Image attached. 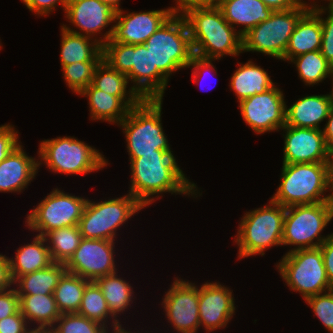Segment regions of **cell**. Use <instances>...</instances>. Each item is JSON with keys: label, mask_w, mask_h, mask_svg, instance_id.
<instances>
[{"label": "cell", "mask_w": 333, "mask_h": 333, "mask_svg": "<svg viewBox=\"0 0 333 333\" xmlns=\"http://www.w3.org/2000/svg\"><path fill=\"white\" fill-rule=\"evenodd\" d=\"M280 184L271 200L289 207L333 201L328 192L327 165L319 163L283 164Z\"/></svg>", "instance_id": "5b68a950"}, {"label": "cell", "mask_w": 333, "mask_h": 333, "mask_svg": "<svg viewBox=\"0 0 333 333\" xmlns=\"http://www.w3.org/2000/svg\"><path fill=\"white\" fill-rule=\"evenodd\" d=\"M115 242L104 239L82 238L79 247L65 264L66 271L88 281L117 272Z\"/></svg>", "instance_id": "e0dca14e"}, {"label": "cell", "mask_w": 333, "mask_h": 333, "mask_svg": "<svg viewBox=\"0 0 333 333\" xmlns=\"http://www.w3.org/2000/svg\"><path fill=\"white\" fill-rule=\"evenodd\" d=\"M38 152L39 167L44 163L54 173L87 175L108 164L99 150L70 136L44 139Z\"/></svg>", "instance_id": "ba28073f"}, {"label": "cell", "mask_w": 333, "mask_h": 333, "mask_svg": "<svg viewBox=\"0 0 333 333\" xmlns=\"http://www.w3.org/2000/svg\"><path fill=\"white\" fill-rule=\"evenodd\" d=\"M102 60L126 74L133 83L131 88L142 99H163L169 80L159 70H152L151 54L144 44L106 42L102 46Z\"/></svg>", "instance_id": "3957f363"}, {"label": "cell", "mask_w": 333, "mask_h": 333, "mask_svg": "<svg viewBox=\"0 0 333 333\" xmlns=\"http://www.w3.org/2000/svg\"><path fill=\"white\" fill-rule=\"evenodd\" d=\"M65 272V264L53 262L47 268L19 276L13 284L18 295L53 294Z\"/></svg>", "instance_id": "f1b7e54d"}, {"label": "cell", "mask_w": 333, "mask_h": 333, "mask_svg": "<svg viewBox=\"0 0 333 333\" xmlns=\"http://www.w3.org/2000/svg\"><path fill=\"white\" fill-rule=\"evenodd\" d=\"M87 201L55 188L27 214L26 226L29 230L39 232V236L55 229L77 226Z\"/></svg>", "instance_id": "4fadbf2b"}, {"label": "cell", "mask_w": 333, "mask_h": 333, "mask_svg": "<svg viewBox=\"0 0 333 333\" xmlns=\"http://www.w3.org/2000/svg\"><path fill=\"white\" fill-rule=\"evenodd\" d=\"M276 85L264 93L255 94L239 102L241 116L257 134L279 131L285 125L286 102Z\"/></svg>", "instance_id": "2e32d148"}, {"label": "cell", "mask_w": 333, "mask_h": 333, "mask_svg": "<svg viewBox=\"0 0 333 333\" xmlns=\"http://www.w3.org/2000/svg\"><path fill=\"white\" fill-rule=\"evenodd\" d=\"M26 318L19 311L0 320V333H25L29 327Z\"/></svg>", "instance_id": "ee69618b"}, {"label": "cell", "mask_w": 333, "mask_h": 333, "mask_svg": "<svg viewBox=\"0 0 333 333\" xmlns=\"http://www.w3.org/2000/svg\"><path fill=\"white\" fill-rule=\"evenodd\" d=\"M286 105L285 125L300 128L320 129L333 107V97L329 94L310 95L299 98L289 108Z\"/></svg>", "instance_id": "603a6c76"}, {"label": "cell", "mask_w": 333, "mask_h": 333, "mask_svg": "<svg viewBox=\"0 0 333 333\" xmlns=\"http://www.w3.org/2000/svg\"><path fill=\"white\" fill-rule=\"evenodd\" d=\"M100 62H75L62 66L63 77L68 87L79 94L92 84L96 66Z\"/></svg>", "instance_id": "74e56055"}, {"label": "cell", "mask_w": 333, "mask_h": 333, "mask_svg": "<svg viewBox=\"0 0 333 333\" xmlns=\"http://www.w3.org/2000/svg\"><path fill=\"white\" fill-rule=\"evenodd\" d=\"M300 3H302V4H307L305 1H303V0H298ZM326 1H329V2H331L332 0H326Z\"/></svg>", "instance_id": "680465c9"}, {"label": "cell", "mask_w": 333, "mask_h": 333, "mask_svg": "<svg viewBox=\"0 0 333 333\" xmlns=\"http://www.w3.org/2000/svg\"><path fill=\"white\" fill-rule=\"evenodd\" d=\"M273 11L288 10L299 6L301 3L298 0H261Z\"/></svg>", "instance_id": "c3c4849f"}, {"label": "cell", "mask_w": 333, "mask_h": 333, "mask_svg": "<svg viewBox=\"0 0 333 333\" xmlns=\"http://www.w3.org/2000/svg\"><path fill=\"white\" fill-rule=\"evenodd\" d=\"M232 290L219 282H205L199 288L200 327L206 333L225 328L236 307Z\"/></svg>", "instance_id": "d6986e66"}, {"label": "cell", "mask_w": 333, "mask_h": 333, "mask_svg": "<svg viewBox=\"0 0 333 333\" xmlns=\"http://www.w3.org/2000/svg\"><path fill=\"white\" fill-rule=\"evenodd\" d=\"M319 247L323 256L327 278L333 286V233Z\"/></svg>", "instance_id": "bcb514c9"}, {"label": "cell", "mask_w": 333, "mask_h": 333, "mask_svg": "<svg viewBox=\"0 0 333 333\" xmlns=\"http://www.w3.org/2000/svg\"><path fill=\"white\" fill-rule=\"evenodd\" d=\"M176 1V7L174 6V12L181 13L187 7L194 5H216V0H174Z\"/></svg>", "instance_id": "f907efd6"}, {"label": "cell", "mask_w": 333, "mask_h": 333, "mask_svg": "<svg viewBox=\"0 0 333 333\" xmlns=\"http://www.w3.org/2000/svg\"><path fill=\"white\" fill-rule=\"evenodd\" d=\"M142 209L130 193L100 202L88 199L78 224L82 238L115 241L117 229Z\"/></svg>", "instance_id": "7c38bea8"}, {"label": "cell", "mask_w": 333, "mask_h": 333, "mask_svg": "<svg viewBox=\"0 0 333 333\" xmlns=\"http://www.w3.org/2000/svg\"><path fill=\"white\" fill-rule=\"evenodd\" d=\"M311 8L300 4L288 10L273 11L271 16L242 36V52H259L283 60L290 36L299 19Z\"/></svg>", "instance_id": "9c48e42d"}, {"label": "cell", "mask_w": 333, "mask_h": 333, "mask_svg": "<svg viewBox=\"0 0 333 333\" xmlns=\"http://www.w3.org/2000/svg\"><path fill=\"white\" fill-rule=\"evenodd\" d=\"M61 66L75 62H100L102 45L94 38L76 34L61 26Z\"/></svg>", "instance_id": "83f0119b"}, {"label": "cell", "mask_w": 333, "mask_h": 333, "mask_svg": "<svg viewBox=\"0 0 333 333\" xmlns=\"http://www.w3.org/2000/svg\"><path fill=\"white\" fill-rule=\"evenodd\" d=\"M218 7L234 29L236 25H243V28L237 31L241 36L266 21L273 12L261 0H225Z\"/></svg>", "instance_id": "cb8c5ba5"}, {"label": "cell", "mask_w": 333, "mask_h": 333, "mask_svg": "<svg viewBox=\"0 0 333 333\" xmlns=\"http://www.w3.org/2000/svg\"><path fill=\"white\" fill-rule=\"evenodd\" d=\"M283 164L326 162L329 151L322 129L284 125Z\"/></svg>", "instance_id": "ac0fdd59"}, {"label": "cell", "mask_w": 333, "mask_h": 333, "mask_svg": "<svg viewBox=\"0 0 333 333\" xmlns=\"http://www.w3.org/2000/svg\"><path fill=\"white\" fill-rule=\"evenodd\" d=\"M315 316L327 328L330 333H333V289L321 294L313 295L305 299Z\"/></svg>", "instance_id": "ab89813d"}, {"label": "cell", "mask_w": 333, "mask_h": 333, "mask_svg": "<svg viewBox=\"0 0 333 333\" xmlns=\"http://www.w3.org/2000/svg\"><path fill=\"white\" fill-rule=\"evenodd\" d=\"M286 207L269 200V204L246 212L239 224L234 242L238 258L264 255L273 246H282Z\"/></svg>", "instance_id": "8992f818"}, {"label": "cell", "mask_w": 333, "mask_h": 333, "mask_svg": "<svg viewBox=\"0 0 333 333\" xmlns=\"http://www.w3.org/2000/svg\"><path fill=\"white\" fill-rule=\"evenodd\" d=\"M53 328L55 333H109L108 327L78 313L61 314Z\"/></svg>", "instance_id": "8d00e7d4"}, {"label": "cell", "mask_w": 333, "mask_h": 333, "mask_svg": "<svg viewBox=\"0 0 333 333\" xmlns=\"http://www.w3.org/2000/svg\"><path fill=\"white\" fill-rule=\"evenodd\" d=\"M276 267L289 289L302 294L304 300L333 289L320 247L287 252Z\"/></svg>", "instance_id": "8fae6325"}, {"label": "cell", "mask_w": 333, "mask_h": 333, "mask_svg": "<svg viewBox=\"0 0 333 333\" xmlns=\"http://www.w3.org/2000/svg\"><path fill=\"white\" fill-rule=\"evenodd\" d=\"M152 58V70L168 80L172 73L187 68L194 55L187 22L174 12L144 43Z\"/></svg>", "instance_id": "277c9868"}, {"label": "cell", "mask_w": 333, "mask_h": 333, "mask_svg": "<svg viewBox=\"0 0 333 333\" xmlns=\"http://www.w3.org/2000/svg\"><path fill=\"white\" fill-rule=\"evenodd\" d=\"M117 333H133L132 331L130 332V331H128V330H125V328H123L122 327V325H121V327L119 328V330L117 331ZM139 333H141V332H139ZM148 333V332H147Z\"/></svg>", "instance_id": "11a10c76"}, {"label": "cell", "mask_w": 333, "mask_h": 333, "mask_svg": "<svg viewBox=\"0 0 333 333\" xmlns=\"http://www.w3.org/2000/svg\"><path fill=\"white\" fill-rule=\"evenodd\" d=\"M18 296L21 314L28 324L34 322L38 326H53L61 316L53 294Z\"/></svg>", "instance_id": "f546056e"}, {"label": "cell", "mask_w": 333, "mask_h": 333, "mask_svg": "<svg viewBox=\"0 0 333 333\" xmlns=\"http://www.w3.org/2000/svg\"><path fill=\"white\" fill-rule=\"evenodd\" d=\"M23 4L29 9V11L34 12L39 16L49 15L54 11L56 6L61 5L64 12L66 9L67 0H21Z\"/></svg>", "instance_id": "7bdbcfd3"}, {"label": "cell", "mask_w": 333, "mask_h": 333, "mask_svg": "<svg viewBox=\"0 0 333 333\" xmlns=\"http://www.w3.org/2000/svg\"><path fill=\"white\" fill-rule=\"evenodd\" d=\"M20 311V299L15 288L0 292V320Z\"/></svg>", "instance_id": "b9f144b4"}, {"label": "cell", "mask_w": 333, "mask_h": 333, "mask_svg": "<svg viewBox=\"0 0 333 333\" xmlns=\"http://www.w3.org/2000/svg\"><path fill=\"white\" fill-rule=\"evenodd\" d=\"M43 237L47 242L52 261L62 264L69 261L82 239L78 225L52 230Z\"/></svg>", "instance_id": "836d02e7"}, {"label": "cell", "mask_w": 333, "mask_h": 333, "mask_svg": "<svg viewBox=\"0 0 333 333\" xmlns=\"http://www.w3.org/2000/svg\"><path fill=\"white\" fill-rule=\"evenodd\" d=\"M331 78L333 81V66H332ZM332 84H333V82H332ZM330 95L333 97V86H332V91H331Z\"/></svg>", "instance_id": "9f6ffc18"}, {"label": "cell", "mask_w": 333, "mask_h": 333, "mask_svg": "<svg viewBox=\"0 0 333 333\" xmlns=\"http://www.w3.org/2000/svg\"><path fill=\"white\" fill-rule=\"evenodd\" d=\"M67 18L74 27L82 31L73 30L63 24V27L73 33L87 37H94L99 42L97 34L114 23L116 11L109 4L99 0H67L65 9Z\"/></svg>", "instance_id": "ffe728a7"}, {"label": "cell", "mask_w": 333, "mask_h": 333, "mask_svg": "<svg viewBox=\"0 0 333 333\" xmlns=\"http://www.w3.org/2000/svg\"><path fill=\"white\" fill-rule=\"evenodd\" d=\"M322 25L320 17L310 8L297 22L284 55V61L321 49Z\"/></svg>", "instance_id": "d4e9b609"}, {"label": "cell", "mask_w": 333, "mask_h": 333, "mask_svg": "<svg viewBox=\"0 0 333 333\" xmlns=\"http://www.w3.org/2000/svg\"><path fill=\"white\" fill-rule=\"evenodd\" d=\"M126 74L111 68L105 61L101 60L96 66L92 85L104 92L117 97H140L131 87Z\"/></svg>", "instance_id": "d590c367"}, {"label": "cell", "mask_w": 333, "mask_h": 333, "mask_svg": "<svg viewBox=\"0 0 333 333\" xmlns=\"http://www.w3.org/2000/svg\"><path fill=\"white\" fill-rule=\"evenodd\" d=\"M79 95L88 98L91 120L107 121L112 124H119L127 116L130 108L142 100L141 97L113 96L95 88L92 84L83 89Z\"/></svg>", "instance_id": "7402d4cb"}, {"label": "cell", "mask_w": 333, "mask_h": 333, "mask_svg": "<svg viewBox=\"0 0 333 333\" xmlns=\"http://www.w3.org/2000/svg\"><path fill=\"white\" fill-rule=\"evenodd\" d=\"M238 66L229 85L237 96L238 102L255 94L264 93L274 86L275 83L268 72L251 60L244 64L240 63Z\"/></svg>", "instance_id": "484cf974"}, {"label": "cell", "mask_w": 333, "mask_h": 333, "mask_svg": "<svg viewBox=\"0 0 333 333\" xmlns=\"http://www.w3.org/2000/svg\"><path fill=\"white\" fill-rule=\"evenodd\" d=\"M43 236L36 235L30 244L16 250L15 258L10 259V273L13 282L22 275L47 268L53 263Z\"/></svg>", "instance_id": "4316f807"}, {"label": "cell", "mask_w": 333, "mask_h": 333, "mask_svg": "<svg viewBox=\"0 0 333 333\" xmlns=\"http://www.w3.org/2000/svg\"><path fill=\"white\" fill-rule=\"evenodd\" d=\"M13 284L9 257L0 254V292L8 290Z\"/></svg>", "instance_id": "7dc6e473"}, {"label": "cell", "mask_w": 333, "mask_h": 333, "mask_svg": "<svg viewBox=\"0 0 333 333\" xmlns=\"http://www.w3.org/2000/svg\"><path fill=\"white\" fill-rule=\"evenodd\" d=\"M331 220L333 201L286 207L282 245L294 246L288 252L319 247L331 235H320Z\"/></svg>", "instance_id": "30bf717a"}, {"label": "cell", "mask_w": 333, "mask_h": 333, "mask_svg": "<svg viewBox=\"0 0 333 333\" xmlns=\"http://www.w3.org/2000/svg\"><path fill=\"white\" fill-rule=\"evenodd\" d=\"M185 18L193 54L205 59L221 60L225 55L239 56L242 36L224 18L216 5H194L181 12Z\"/></svg>", "instance_id": "7a4b0ae2"}, {"label": "cell", "mask_w": 333, "mask_h": 333, "mask_svg": "<svg viewBox=\"0 0 333 333\" xmlns=\"http://www.w3.org/2000/svg\"><path fill=\"white\" fill-rule=\"evenodd\" d=\"M39 161L16 147L0 162V192L21 193L38 173Z\"/></svg>", "instance_id": "44dd1931"}, {"label": "cell", "mask_w": 333, "mask_h": 333, "mask_svg": "<svg viewBox=\"0 0 333 333\" xmlns=\"http://www.w3.org/2000/svg\"><path fill=\"white\" fill-rule=\"evenodd\" d=\"M89 282L67 271L62 275L53 293L61 314L78 312L85 287Z\"/></svg>", "instance_id": "d6a6232c"}, {"label": "cell", "mask_w": 333, "mask_h": 333, "mask_svg": "<svg viewBox=\"0 0 333 333\" xmlns=\"http://www.w3.org/2000/svg\"><path fill=\"white\" fill-rule=\"evenodd\" d=\"M125 12L116 11L114 25L99 37L103 46L106 42H119L124 44H144L158 28L174 13L173 6L167 9ZM103 38V39H102Z\"/></svg>", "instance_id": "5bb4252c"}, {"label": "cell", "mask_w": 333, "mask_h": 333, "mask_svg": "<svg viewBox=\"0 0 333 333\" xmlns=\"http://www.w3.org/2000/svg\"><path fill=\"white\" fill-rule=\"evenodd\" d=\"M213 61L214 59H205L196 55L192 56L190 64L187 66V68L193 67L192 68L193 82L198 83L200 81L199 79H201L200 77H203L202 74L206 75L204 73L208 74L215 71V66L212 63Z\"/></svg>", "instance_id": "f6af8a7d"}, {"label": "cell", "mask_w": 333, "mask_h": 333, "mask_svg": "<svg viewBox=\"0 0 333 333\" xmlns=\"http://www.w3.org/2000/svg\"><path fill=\"white\" fill-rule=\"evenodd\" d=\"M18 140V131L14 129L13 125L0 126V162L21 144Z\"/></svg>", "instance_id": "60d3db41"}, {"label": "cell", "mask_w": 333, "mask_h": 333, "mask_svg": "<svg viewBox=\"0 0 333 333\" xmlns=\"http://www.w3.org/2000/svg\"><path fill=\"white\" fill-rule=\"evenodd\" d=\"M172 152L171 148L156 150V154H139V158L130 160L131 186L128 193L143 207L151 205L163 192L194 195V198L197 194L196 197L202 195L196 184L185 177Z\"/></svg>", "instance_id": "6da1fadb"}, {"label": "cell", "mask_w": 333, "mask_h": 333, "mask_svg": "<svg viewBox=\"0 0 333 333\" xmlns=\"http://www.w3.org/2000/svg\"><path fill=\"white\" fill-rule=\"evenodd\" d=\"M25 333H55V330L53 326H35L30 329L29 325V328L25 330Z\"/></svg>", "instance_id": "f5cc1de1"}, {"label": "cell", "mask_w": 333, "mask_h": 333, "mask_svg": "<svg viewBox=\"0 0 333 333\" xmlns=\"http://www.w3.org/2000/svg\"><path fill=\"white\" fill-rule=\"evenodd\" d=\"M296 65L298 77L307 85H316L331 76L332 65L320 50L298 55L290 60Z\"/></svg>", "instance_id": "e575fe53"}, {"label": "cell", "mask_w": 333, "mask_h": 333, "mask_svg": "<svg viewBox=\"0 0 333 333\" xmlns=\"http://www.w3.org/2000/svg\"><path fill=\"white\" fill-rule=\"evenodd\" d=\"M311 3V9L320 17L322 25V42H321V54L325 59L333 66V0L329 2L327 7L319 6L313 0ZM327 17L323 18L322 15L326 14Z\"/></svg>", "instance_id": "f35d334b"}, {"label": "cell", "mask_w": 333, "mask_h": 333, "mask_svg": "<svg viewBox=\"0 0 333 333\" xmlns=\"http://www.w3.org/2000/svg\"><path fill=\"white\" fill-rule=\"evenodd\" d=\"M326 120H327L326 124L324 125L325 127L322 128V130L328 151L332 152L333 151V107L330 109Z\"/></svg>", "instance_id": "681fc988"}, {"label": "cell", "mask_w": 333, "mask_h": 333, "mask_svg": "<svg viewBox=\"0 0 333 333\" xmlns=\"http://www.w3.org/2000/svg\"><path fill=\"white\" fill-rule=\"evenodd\" d=\"M178 278L165 292L161 305L168 322L177 333H197L200 328L199 287Z\"/></svg>", "instance_id": "9a60e30c"}, {"label": "cell", "mask_w": 333, "mask_h": 333, "mask_svg": "<svg viewBox=\"0 0 333 333\" xmlns=\"http://www.w3.org/2000/svg\"><path fill=\"white\" fill-rule=\"evenodd\" d=\"M225 0H216V6H218L221 2H224Z\"/></svg>", "instance_id": "6f0895ef"}, {"label": "cell", "mask_w": 333, "mask_h": 333, "mask_svg": "<svg viewBox=\"0 0 333 333\" xmlns=\"http://www.w3.org/2000/svg\"><path fill=\"white\" fill-rule=\"evenodd\" d=\"M162 102V99H142L118 124L126 136L130 160L139 158V154H156V150L171 148L161 123Z\"/></svg>", "instance_id": "52a82bcc"}, {"label": "cell", "mask_w": 333, "mask_h": 333, "mask_svg": "<svg viewBox=\"0 0 333 333\" xmlns=\"http://www.w3.org/2000/svg\"><path fill=\"white\" fill-rule=\"evenodd\" d=\"M327 165V182L328 188L330 190L331 196L333 197V151L329 152L328 159L326 161Z\"/></svg>", "instance_id": "816d5d0a"}, {"label": "cell", "mask_w": 333, "mask_h": 333, "mask_svg": "<svg viewBox=\"0 0 333 333\" xmlns=\"http://www.w3.org/2000/svg\"><path fill=\"white\" fill-rule=\"evenodd\" d=\"M77 313L88 319L94 320L105 327L108 326L106 324L108 322V318L109 320L112 318V324L110 327H113V333H117L122 325L120 324L121 322H119V319H116L110 313L107 301L103 296V292L95 281H90L86 285L82 302Z\"/></svg>", "instance_id": "1f68e13d"}, {"label": "cell", "mask_w": 333, "mask_h": 333, "mask_svg": "<svg viewBox=\"0 0 333 333\" xmlns=\"http://www.w3.org/2000/svg\"><path fill=\"white\" fill-rule=\"evenodd\" d=\"M117 274V272L108 274L95 281L103 292L110 313L116 319L118 314L121 315L129 306L131 307L132 299H134L132 298L134 294L133 286Z\"/></svg>", "instance_id": "4dcf8cb0"}, {"label": "cell", "mask_w": 333, "mask_h": 333, "mask_svg": "<svg viewBox=\"0 0 333 333\" xmlns=\"http://www.w3.org/2000/svg\"><path fill=\"white\" fill-rule=\"evenodd\" d=\"M102 3L109 4L115 11H119L122 8H120V1L121 0H99Z\"/></svg>", "instance_id": "db71d44e"}]
</instances>
